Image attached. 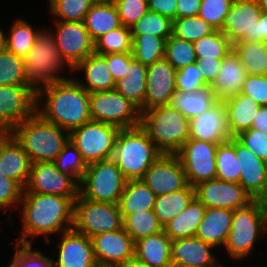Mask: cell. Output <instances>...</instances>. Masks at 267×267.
<instances>
[{
    "label": "cell",
    "mask_w": 267,
    "mask_h": 267,
    "mask_svg": "<svg viewBox=\"0 0 267 267\" xmlns=\"http://www.w3.org/2000/svg\"><path fill=\"white\" fill-rule=\"evenodd\" d=\"M23 62L27 82L36 91L45 85L67 79L58 73L63 70L64 65H69L56 46L53 32L39 30L36 41L29 53L23 57Z\"/></svg>",
    "instance_id": "52a82bcc"
},
{
    "label": "cell",
    "mask_w": 267,
    "mask_h": 267,
    "mask_svg": "<svg viewBox=\"0 0 267 267\" xmlns=\"http://www.w3.org/2000/svg\"><path fill=\"white\" fill-rule=\"evenodd\" d=\"M195 197L206 208L236 210L247 206L254 199L240 183L219 179L208 180L194 187Z\"/></svg>",
    "instance_id": "2e32d148"
},
{
    "label": "cell",
    "mask_w": 267,
    "mask_h": 267,
    "mask_svg": "<svg viewBox=\"0 0 267 267\" xmlns=\"http://www.w3.org/2000/svg\"><path fill=\"white\" fill-rule=\"evenodd\" d=\"M77 197L23 192L19 206L22 209V234L17 244L31 245L28 237L44 235L50 244V234L73 229L74 201Z\"/></svg>",
    "instance_id": "6da1fadb"
},
{
    "label": "cell",
    "mask_w": 267,
    "mask_h": 267,
    "mask_svg": "<svg viewBox=\"0 0 267 267\" xmlns=\"http://www.w3.org/2000/svg\"><path fill=\"white\" fill-rule=\"evenodd\" d=\"M233 210L206 208L195 237L214 247L225 245L231 228Z\"/></svg>",
    "instance_id": "4316f807"
},
{
    "label": "cell",
    "mask_w": 267,
    "mask_h": 267,
    "mask_svg": "<svg viewBox=\"0 0 267 267\" xmlns=\"http://www.w3.org/2000/svg\"><path fill=\"white\" fill-rule=\"evenodd\" d=\"M127 180L112 160L98 161L87 165L79 195L94 202L118 204Z\"/></svg>",
    "instance_id": "ba28073f"
},
{
    "label": "cell",
    "mask_w": 267,
    "mask_h": 267,
    "mask_svg": "<svg viewBox=\"0 0 267 267\" xmlns=\"http://www.w3.org/2000/svg\"><path fill=\"white\" fill-rule=\"evenodd\" d=\"M23 192L78 197L79 184L58 170L55 162L31 164L30 176Z\"/></svg>",
    "instance_id": "9a60e30c"
},
{
    "label": "cell",
    "mask_w": 267,
    "mask_h": 267,
    "mask_svg": "<svg viewBox=\"0 0 267 267\" xmlns=\"http://www.w3.org/2000/svg\"><path fill=\"white\" fill-rule=\"evenodd\" d=\"M30 85L24 73L23 57L0 50V86Z\"/></svg>",
    "instance_id": "f6af8a7d"
},
{
    "label": "cell",
    "mask_w": 267,
    "mask_h": 267,
    "mask_svg": "<svg viewBox=\"0 0 267 267\" xmlns=\"http://www.w3.org/2000/svg\"><path fill=\"white\" fill-rule=\"evenodd\" d=\"M10 133L22 145L31 164L54 162L70 140L69 131L44 120L37 112L18 124Z\"/></svg>",
    "instance_id": "3957f363"
},
{
    "label": "cell",
    "mask_w": 267,
    "mask_h": 267,
    "mask_svg": "<svg viewBox=\"0 0 267 267\" xmlns=\"http://www.w3.org/2000/svg\"><path fill=\"white\" fill-rule=\"evenodd\" d=\"M213 248L197 237L172 240V267H222L212 254Z\"/></svg>",
    "instance_id": "d4e9b609"
},
{
    "label": "cell",
    "mask_w": 267,
    "mask_h": 267,
    "mask_svg": "<svg viewBox=\"0 0 267 267\" xmlns=\"http://www.w3.org/2000/svg\"><path fill=\"white\" fill-rule=\"evenodd\" d=\"M146 88L147 66L133 59L129 64L127 77L117 80L114 89L141 109L144 106Z\"/></svg>",
    "instance_id": "e575fe53"
},
{
    "label": "cell",
    "mask_w": 267,
    "mask_h": 267,
    "mask_svg": "<svg viewBox=\"0 0 267 267\" xmlns=\"http://www.w3.org/2000/svg\"><path fill=\"white\" fill-rule=\"evenodd\" d=\"M256 42H267V12H262L254 28Z\"/></svg>",
    "instance_id": "be15d7a7"
},
{
    "label": "cell",
    "mask_w": 267,
    "mask_h": 267,
    "mask_svg": "<svg viewBox=\"0 0 267 267\" xmlns=\"http://www.w3.org/2000/svg\"><path fill=\"white\" fill-rule=\"evenodd\" d=\"M235 156L241 172L239 183L253 199H261L267 191V163L244 147L236 138Z\"/></svg>",
    "instance_id": "603a6c76"
},
{
    "label": "cell",
    "mask_w": 267,
    "mask_h": 267,
    "mask_svg": "<svg viewBox=\"0 0 267 267\" xmlns=\"http://www.w3.org/2000/svg\"><path fill=\"white\" fill-rule=\"evenodd\" d=\"M117 0H93L94 3H115Z\"/></svg>",
    "instance_id": "a7ac6f4b"
},
{
    "label": "cell",
    "mask_w": 267,
    "mask_h": 267,
    "mask_svg": "<svg viewBox=\"0 0 267 267\" xmlns=\"http://www.w3.org/2000/svg\"><path fill=\"white\" fill-rule=\"evenodd\" d=\"M36 112V90L31 85L0 86V133L11 132Z\"/></svg>",
    "instance_id": "4fadbf2b"
},
{
    "label": "cell",
    "mask_w": 267,
    "mask_h": 267,
    "mask_svg": "<svg viewBox=\"0 0 267 267\" xmlns=\"http://www.w3.org/2000/svg\"><path fill=\"white\" fill-rule=\"evenodd\" d=\"M197 60H223L233 50V43L220 31L193 42Z\"/></svg>",
    "instance_id": "ab89813d"
},
{
    "label": "cell",
    "mask_w": 267,
    "mask_h": 267,
    "mask_svg": "<svg viewBox=\"0 0 267 267\" xmlns=\"http://www.w3.org/2000/svg\"><path fill=\"white\" fill-rule=\"evenodd\" d=\"M123 228L136 242L141 238L163 231L154 210L136 212L123 219Z\"/></svg>",
    "instance_id": "60d3db41"
},
{
    "label": "cell",
    "mask_w": 267,
    "mask_h": 267,
    "mask_svg": "<svg viewBox=\"0 0 267 267\" xmlns=\"http://www.w3.org/2000/svg\"><path fill=\"white\" fill-rule=\"evenodd\" d=\"M267 232V207L260 199L233 211L230 232L224 245L232 258L248 256L256 241ZM263 233V234H262Z\"/></svg>",
    "instance_id": "8992f818"
},
{
    "label": "cell",
    "mask_w": 267,
    "mask_h": 267,
    "mask_svg": "<svg viewBox=\"0 0 267 267\" xmlns=\"http://www.w3.org/2000/svg\"><path fill=\"white\" fill-rule=\"evenodd\" d=\"M61 236L58 258L52 260V267H99L91 238L74 229L61 233Z\"/></svg>",
    "instance_id": "44dd1931"
},
{
    "label": "cell",
    "mask_w": 267,
    "mask_h": 267,
    "mask_svg": "<svg viewBox=\"0 0 267 267\" xmlns=\"http://www.w3.org/2000/svg\"><path fill=\"white\" fill-rule=\"evenodd\" d=\"M123 228L118 204L94 202L78 197L74 201L73 229L92 238L98 234Z\"/></svg>",
    "instance_id": "8fae6325"
},
{
    "label": "cell",
    "mask_w": 267,
    "mask_h": 267,
    "mask_svg": "<svg viewBox=\"0 0 267 267\" xmlns=\"http://www.w3.org/2000/svg\"><path fill=\"white\" fill-rule=\"evenodd\" d=\"M120 128L103 122L90 121L70 132V141L81 153L86 165L112 159Z\"/></svg>",
    "instance_id": "30bf717a"
},
{
    "label": "cell",
    "mask_w": 267,
    "mask_h": 267,
    "mask_svg": "<svg viewBox=\"0 0 267 267\" xmlns=\"http://www.w3.org/2000/svg\"><path fill=\"white\" fill-rule=\"evenodd\" d=\"M130 28L132 35L151 34L164 39L172 35V21L149 10Z\"/></svg>",
    "instance_id": "bcb514c9"
},
{
    "label": "cell",
    "mask_w": 267,
    "mask_h": 267,
    "mask_svg": "<svg viewBox=\"0 0 267 267\" xmlns=\"http://www.w3.org/2000/svg\"><path fill=\"white\" fill-rule=\"evenodd\" d=\"M241 93L251 97L259 106H267V75L248 74Z\"/></svg>",
    "instance_id": "9f6ffc18"
},
{
    "label": "cell",
    "mask_w": 267,
    "mask_h": 267,
    "mask_svg": "<svg viewBox=\"0 0 267 267\" xmlns=\"http://www.w3.org/2000/svg\"><path fill=\"white\" fill-rule=\"evenodd\" d=\"M95 53L100 55L110 53H132L131 28L120 26L103 34L95 42Z\"/></svg>",
    "instance_id": "7bdbcfd3"
},
{
    "label": "cell",
    "mask_w": 267,
    "mask_h": 267,
    "mask_svg": "<svg viewBox=\"0 0 267 267\" xmlns=\"http://www.w3.org/2000/svg\"><path fill=\"white\" fill-rule=\"evenodd\" d=\"M39 30H34L32 25L24 19L16 20L9 34L3 35L4 48L15 55L24 57L32 49Z\"/></svg>",
    "instance_id": "74e56055"
},
{
    "label": "cell",
    "mask_w": 267,
    "mask_h": 267,
    "mask_svg": "<svg viewBox=\"0 0 267 267\" xmlns=\"http://www.w3.org/2000/svg\"><path fill=\"white\" fill-rule=\"evenodd\" d=\"M223 103L227 111L228 129L231 137L251 128L252 121L260 108L256 101L243 93H239Z\"/></svg>",
    "instance_id": "4dcf8cb0"
},
{
    "label": "cell",
    "mask_w": 267,
    "mask_h": 267,
    "mask_svg": "<svg viewBox=\"0 0 267 267\" xmlns=\"http://www.w3.org/2000/svg\"><path fill=\"white\" fill-rule=\"evenodd\" d=\"M217 102L211 85H205L192 93L175 90L169 105L190 120L209 110Z\"/></svg>",
    "instance_id": "f546056e"
},
{
    "label": "cell",
    "mask_w": 267,
    "mask_h": 267,
    "mask_svg": "<svg viewBox=\"0 0 267 267\" xmlns=\"http://www.w3.org/2000/svg\"><path fill=\"white\" fill-rule=\"evenodd\" d=\"M194 198L195 189L190 185L182 190L156 196L153 210L160 224L164 227L187 208Z\"/></svg>",
    "instance_id": "d590c367"
},
{
    "label": "cell",
    "mask_w": 267,
    "mask_h": 267,
    "mask_svg": "<svg viewBox=\"0 0 267 267\" xmlns=\"http://www.w3.org/2000/svg\"><path fill=\"white\" fill-rule=\"evenodd\" d=\"M23 188L14 180L6 178L0 173V209L5 213L13 204H19Z\"/></svg>",
    "instance_id": "6f0895ef"
},
{
    "label": "cell",
    "mask_w": 267,
    "mask_h": 267,
    "mask_svg": "<svg viewBox=\"0 0 267 267\" xmlns=\"http://www.w3.org/2000/svg\"><path fill=\"white\" fill-rule=\"evenodd\" d=\"M222 65V60H197L196 67L203 76L206 85L215 80Z\"/></svg>",
    "instance_id": "94428289"
},
{
    "label": "cell",
    "mask_w": 267,
    "mask_h": 267,
    "mask_svg": "<svg viewBox=\"0 0 267 267\" xmlns=\"http://www.w3.org/2000/svg\"><path fill=\"white\" fill-rule=\"evenodd\" d=\"M91 240L99 267H113L135 257V241L124 228L98 234Z\"/></svg>",
    "instance_id": "d6986e66"
},
{
    "label": "cell",
    "mask_w": 267,
    "mask_h": 267,
    "mask_svg": "<svg viewBox=\"0 0 267 267\" xmlns=\"http://www.w3.org/2000/svg\"><path fill=\"white\" fill-rule=\"evenodd\" d=\"M234 51L250 75H267V42H241L233 44Z\"/></svg>",
    "instance_id": "8d00e7d4"
},
{
    "label": "cell",
    "mask_w": 267,
    "mask_h": 267,
    "mask_svg": "<svg viewBox=\"0 0 267 267\" xmlns=\"http://www.w3.org/2000/svg\"><path fill=\"white\" fill-rule=\"evenodd\" d=\"M247 75L239 55L233 49L223 58L221 68L211 84L217 100L225 102L241 93Z\"/></svg>",
    "instance_id": "484cf974"
},
{
    "label": "cell",
    "mask_w": 267,
    "mask_h": 267,
    "mask_svg": "<svg viewBox=\"0 0 267 267\" xmlns=\"http://www.w3.org/2000/svg\"><path fill=\"white\" fill-rule=\"evenodd\" d=\"M175 70L197 62L194 45L171 35L166 41L165 57Z\"/></svg>",
    "instance_id": "7dc6e473"
},
{
    "label": "cell",
    "mask_w": 267,
    "mask_h": 267,
    "mask_svg": "<svg viewBox=\"0 0 267 267\" xmlns=\"http://www.w3.org/2000/svg\"><path fill=\"white\" fill-rule=\"evenodd\" d=\"M72 70L85 71L83 73L86 83L78 81L77 78L75 80L89 93L113 90L115 88V81L112 79L106 59L100 54L95 52L90 54Z\"/></svg>",
    "instance_id": "83f0119b"
},
{
    "label": "cell",
    "mask_w": 267,
    "mask_h": 267,
    "mask_svg": "<svg viewBox=\"0 0 267 267\" xmlns=\"http://www.w3.org/2000/svg\"><path fill=\"white\" fill-rule=\"evenodd\" d=\"M42 96L46 97L44 103ZM36 112L44 120L71 132L91 121L89 92L68 77L45 85L36 91Z\"/></svg>",
    "instance_id": "7a4b0ae2"
},
{
    "label": "cell",
    "mask_w": 267,
    "mask_h": 267,
    "mask_svg": "<svg viewBox=\"0 0 267 267\" xmlns=\"http://www.w3.org/2000/svg\"><path fill=\"white\" fill-rule=\"evenodd\" d=\"M54 162L59 171L72 177L78 184L81 183L87 165L82 159L81 153L70 140Z\"/></svg>",
    "instance_id": "681fc988"
},
{
    "label": "cell",
    "mask_w": 267,
    "mask_h": 267,
    "mask_svg": "<svg viewBox=\"0 0 267 267\" xmlns=\"http://www.w3.org/2000/svg\"><path fill=\"white\" fill-rule=\"evenodd\" d=\"M235 138L258 158L267 163V134L257 129H247Z\"/></svg>",
    "instance_id": "db71d44e"
},
{
    "label": "cell",
    "mask_w": 267,
    "mask_h": 267,
    "mask_svg": "<svg viewBox=\"0 0 267 267\" xmlns=\"http://www.w3.org/2000/svg\"><path fill=\"white\" fill-rule=\"evenodd\" d=\"M156 195L143 180H129L120 197L118 206L123 219L130 214L153 210Z\"/></svg>",
    "instance_id": "d6a6232c"
},
{
    "label": "cell",
    "mask_w": 267,
    "mask_h": 267,
    "mask_svg": "<svg viewBox=\"0 0 267 267\" xmlns=\"http://www.w3.org/2000/svg\"><path fill=\"white\" fill-rule=\"evenodd\" d=\"M202 0H177L176 18L198 16Z\"/></svg>",
    "instance_id": "6125c7cd"
},
{
    "label": "cell",
    "mask_w": 267,
    "mask_h": 267,
    "mask_svg": "<svg viewBox=\"0 0 267 267\" xmlns=\"http://www.w3.org/2000/svg\"><path fill=\"white\" fill-rule=\"evenodd\" d=\"M89 107L92 121L120 129L140 126V108L115 89L89 93Z\"/></svg>",
    "instance_id": "9c48e42d"
},
{
    "label": "cell",
    "mask_w": 267,
    "mask_h": 267,
    "mask_svg": "<svg viewBox=\"0 0 267 267\" xmlns=\"http://www.w3.org/2000/svg\"><path fill=\"white\" fill-rule=\"evenodd\" d=\"M175 90L176 70L165 58L148 65L146 95L140 111L169 105Z\"/></svg>",
    "instance_id": "ffe728a7"
},
{
    "label": "cell",
    "mask_w": 267,
    "mask_h": 267,
    "mask_svg": "<svg viewBox=\"0 0 267 267\" xmlns=\"http://www.w3.org/2000/svg\"><path fill=\"white\" fill-rule=\"evenodd\" d=\"M206 84L196 62L176 70V90L192 93Z\"/></svg>",
    "instance_id": "11a10c76"
},
{
    "label": "cell",
    "mask_w": 267,
    "mask_h": 267,
    "mask_svg": "<svg viewBox=\"0 0 267 267\" xmlns=\"http://www.w3.org/2000/svg\"><path fill=\"white\" fill-rule=\"evenodd\" d=\"M260 200L267 207V191H266L265 195Z\"/></svg>",
    "instance_id": "2644e50d"
},
{
    "label": "cell",
    "mask_w": 267,
    "mask_h": 267,
    "mask_svg": "<svg viewBox=\"0 0 267 267\" xmlns=\"http://www.w3.org/2000/svg\"><path fill=\"white\" fill-rule=\"evenodd\" d=\"M83 22L94 42L103 34L122 26L114 3H94Z\"/></svg>",
    "instance_id": "836d02e7"
},
{
    "label": "cell",
    "mask_w": 267,
    "mask_h": 267,
    "mask_svg": "<svg viewBox=\"0 0 267 267\" xmlns=\"http://www.w3.org/2000/svg\"><path fill=\"white\" fill-rule=\"evenodd\" d=\"M205 209L206 206L195 197L187 208L163 227V231L171 240L195 237Z\"/></svg>",
    "instance_id": "1f68e13d"
},
{
    "label": "cell",
    "mask_w": 267,
    "mask_h": 267,
    "mask_svg": "<svg viewBox=\"0 0 267 267\" xmlns=\"http://www.w3.org/2000/svg\"><path fill=\"white\" fill-rule=\"evenodd\" d=\"M102 56L106 59L115 82L120 78L127 77L129 64L134 59L132 53H110Z\"/></svg>",
    "instance_id": "680465c9"
},
{
    "label": "cell",
    "mask_w": 267,
    "mask_h": 267,
    "mask_svg": "<svg viewBox=\"0 0 267 267\" xmlns=\"http://www.w3.org/2000/svg\"><path fill=\"white\" fill-rule=\"evenodd\" d=\"M259 6L264 12H267V0H257Z\"/></svg>",
    "instance_id": "003e7915"
},
{
    "label": "cell",
    "mask_w": 267,
    "mask_h": 267,
    "mask_svg": "<svg viewBox=\"0 0 267 267\" xmlns=\"http://www.w3.org/2000/svg\"><path fill=\"white\" fill-rule=\"evenodd\" d=\"M156 196L186 188L189 183L176 154H162L142 179Z\"/></svg>",
    "instance_id": "e0dca14e"
},
{
    "label": "cell",
    "mask_w": 267,
    "mask_h": 267,
    "mask_svg": "<svg viewBox=\"0 0 267 267\" xmlns=\"http://www.w3.org/2000/svg\"><path fill=\"white\" fill-rule=\"evenodd\" d=\"M113 267H149L144 262L140 261L136 257L128 259L122 263L116 264Z\"/></svg>",
    "instance_id": "03108f58"
},
{
    "label": "cell",
    "mask_w": 267,
    "mask_h": 267,
    "mask_svg": "<svg viewBox=\"0 0 267 267\" xmlns=\"http://www.w3.org/2000/svg\"><path fill=\"white\" fill-rule=\"evenodd\" d=\"M32 246L16 243V251L8 267H52V259L39 250H33Z\"/></svg>",
    "instance_id": "f907efd6"
},
{
    "label": "cell",
    "mask_w": 267,
    "mask_h": 267,
    "mask_svg": "<svg viewBox=\"0 0 267 267\" xmlns=\"http://www.w3.org/2000/svg\"><path fill=\"white\" fill-rule=\"evenodd\" d=\"M31 162L22 145L10 133H0V173L23 189L30 176Z\"/></svg>",
    "instance_id": "cb8c5ba5"
},
{
    "label": "cell",
    "mask_w": 267,
    "mask_h": 267,
    "mask_svg": "<svg viewBox=\"0 0 267 267\" xmlns=\"http://www.w3.org/2000/svg\"><path fill=\"white\" fill-rule=\"evenodd\" d=\"M166 41L151 34L132 35V54L136 61L148 66L165 57Z\"/></svg>",
    "instance_id": "f35d334b"
},
{
    "label": "cell",
    "mask_w": 267,
    "mask_h": 267,
    "mask_svg": "<svg viewBox=\"0 0 267 267\" xmlns=\"http://www.w3.org/2000/svg\"><path fill=\"white\" fill-rule=\"evenodd\" d=\"M190 138L221 144L231 138L225 104L218 101L212 108L189 120Z\"/></svg>",
    "instance_id": "7402d4cb"
},
{
    "label": "cell",
    "mask_w": 267,
    "mask_h": 267,
    "mask_svg": "<svg viewBox=\"0 0 267 267\" xmlns=\"http://www.w3.org/2000/svg\"><path fill=\"white\" fill-rule=\"evenodd\" d=\"M215 161L217 168L216 179L239 183L241 172L235 156V137L218 144Z\"/></svg>",
    "instance_id": "b9f144b4"
},
{
    "label": "cell",
    "mask_w": 267,
    "mask_h": 267,
    "mask_svg": "<svg viewBox=\"0 0 267 267\" xmlns=\"http://www.w3.org/2000/svg\"><path fill=\"white\" fill-rule=\"evenodd\" d=\"M114 4L121 24L127 27H131L148 11V0H117Z\"/></svg>",
    "instance_id": "f5cc1de1"
},
{
    "label": "cell",
    "mask_w": 267,
    "mask_h": 267,
    "mask_svg": "<svg viewBox=\"0 0 267 267\" xmlns=\"http://www.w3.org/2000/svg\"><path fill=\"white\" fill-rule=\"evenodd\" d=\"M49 10L60 21H84L93 0H48Z\"/></svg>",
    "instance_id": "c3c4849f"
},
{
    "label": "cell",
    "mask_w": 267,
    "mask_h": 267,
    "mask_svg": "<svg viewBox=\"0 0 267 267\" xmlns=\"http://www.w3.org/2000/svg\"><path fill=\"white\" fill-rule=\"evenodd\" d=\"M171 239L158 232L135 242V257L149 267H172Z\"/></svg>",
    "instance_id": "f1b7e54d"
},
{
    "label": "cell",
    "mask_w": 267,
    "mask_h": 267,
    "mask_svg": "<svg viewBox=\"0 0 267 267\" xmlns=\"http://www.w3.org/2000/svg\"><path fill=\"white\" fill-rule=\"evenodd\" d=\"M263 10L257 0H234L224 16L221 32L234 44L256 42L254 28Z\"/></svg>",
    "instance_id": "ac0fdd59"
},
{
    "label": "cell",
    "mask_w": 267,
    "mask_h": 267,
    "mask_svg": "<svg viewBox=\"0 0 267 267\" xmlns=\"http://www.w3.org/2000/svg\"><path fill=\"white\" fill-rule=\"evenodd\" d=\"M251 128L267 134V106H260L252 121Z\"/></svg>",
    "instance_id": "e7e4bbea"
},
{
    "label": "cell",
    "mask_w": 267,
    "mask_h": 267,
    "mask_svg": "<svg viewBox=\"0 0 267 267\" xmlns=\"http://www.w3.org/2000/svg\"><path fill=\"white\" fill-rule=\"evenodd\" d=\"M234 0H202L198 16L216 30L222 29L224 16L229 12Z\"/></svg>",
    "instance_id": "816d5d0a"
},
{
    "label": "cell",
    "mask_w": 267,
    "mask_h": 267,
    "mask_svg": "<svg viewBox=\"0 0 267 267\" xmlns=\"http://www.w3.org/2000/svg\"><path fill=\"white\" fill-rule=\"evenodd\" d=\"M148 10L173 21L176 19L177 0H148Z\"/></svg>",
    "instance_id": "91938a15"
},
{
    "label": "cell",
    "mask_w": 267,
    "mask_h": 267,
    "mask_svg": "<svg viewBox=\"0 0 267 267\" xmlns=\"http://www.w3.org/2000/svg\"><path fill=\"white\" fill-rule=\"evenodd\" d=\"M215 31L213 26L199 16L176 18L172 21V35L191 43Z\"/></svg>",
    "instance_id": "ee69618b"
},
{
    "label": "cell",
    "mask_w": 267,
    "mask_h": 267,
    "mask_svg": "<svg viewBox=\"0 0 267 267\" xmlns=\"http://www.w3.org/2000/svg\"><path fill=\"white\" fill-rule=\"evenodd\" d=\"M218 144L188 139L175 153L185 171L190 186L216 179V150Z\"/></svg>",
    "instance_id": "7c38bea8"
},
{
    "label": "cell",
    "mask_w": 267,
    "mask_h": 267,
    "mask_svg": "<svg viewBox=\"0 0 267 267\" xmlns=\"http://www.w3.org/2000/svg\"><path fill=\"white\" fill-rule=\"evenodd\" d=\"M163 153L140 127L120 129L112 160L127 181L142 180L149 167Z\"/></svg>",
    "instance_id": "277c9868"
},
{
    "label": "cell",
    "mask_w": 267,
    "mask_h": 267,
    "mask_svg": "<svg viewBox=\"0 0 267 267\" xmlns=\"http://www.w3.org/2000/svg\"><path fill=\"white\" fill-rule=\"evenodd\" d=\"M3 35H4V33L0 29V50L4 47V44H3Z\"/></svg>",
    "instance_id": "89a4df30"
},
{
    "label": "cell",
    "mask_w": 267,
    "mask_h": 267,
    "mask_svg": "<svg viewBox=\"0 0 267 267\" xmlns=\"http://www.w3.org/2000/svg\"><path fill=\"white\" fill-rule=\"evenodd\" d=\"M140 127L163 154H175L190 138L189 119L170 105L141 112Z\"/></svg>",
    "instance_id": "5b68a950"
},
{
    "label": "cell",
    "mask_w": 267,
    "mask_h": 267,
    "mask_svg": "<svg viewBox=\"0 0 267 267\" xmlns=\"http://www.w3.org/2000/svg\"><path fill=\"white\" fill-rule=\"evenodd\" d=\"M56 21V33H53L56 46L69 68L73 69L79 62L95 52L94 41L83 21Z\"/></svg>",
    "instance_id": "5bb4252c"
}]
</instances>
